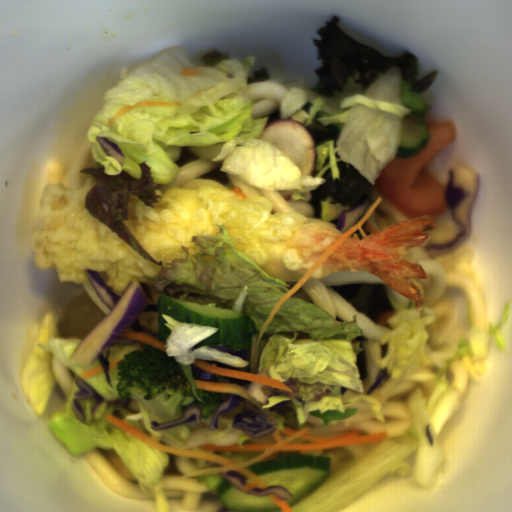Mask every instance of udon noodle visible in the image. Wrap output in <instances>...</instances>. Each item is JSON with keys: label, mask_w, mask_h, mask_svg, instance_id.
Here are the masks:
<instances>
[{"label": "udon noodle", "mask_w": 512, "mask_h": 512, "mask_svg": "<svg viewBox=\"0 0 512 512\" xmlns=\"http://www.w3.org/2000/svg\"><path fill=\"white\" fill-rule=\"evenodd\" d=\"M436 384V374L432 366L421 363L414 373L402 381L396 380L386 400L381 404L384 422L377 419L373 403L362 398L347 407L358 408L354 415L328 420L326 426L322 427L323 419L308 414L304 428H311L307 432L309 435L320 437L333 438L347 434L351 430L359 431L358 437L377 432H386L388 437H398L413 424L406 396L421 387L425 399Z\"/></svg>", "instance_id": "udon-noodle-2"}, {"label": "udon noodle", "mask_w": 512, "mask_h": 512, "mask_svg": "<svg viewBox=\"0 0 512 512\" xmlns=\"http://www.w3.org/2000/svg\"><path fill=\"white\" fill-rule=\"evenodd\" d=\"M350 283L385 284L371 273H341L308 279L301 287L310 303L331 313L337 322H353L356 315L357 326L362 330L361 335L383 339L392 329L355 307L332 287Z\"/></svg>", "instance_id": "udon-noodle-4"}, {"label": "udon noodle", "mask_w": 512, "mask_h": 512, "mask_svg": "<svg viewBox=\"0 0 512 512\" xmlns=\"http://www.w3.org/2000/svg\"><path fill=\"white\" fill-rule=\"evenodd\" d=\"M52 372L54 375V378L62 391L65 399L67 400L69 395L72 392L73 385L77 378L75 373L65 366L60 360H58L53 354H52Z\"/></svg>", "instance_id": "udon-noodle-11"}, {"label": "udon noodle", "mask_w": 512, "mask_h": 512, "mask_svg": "<svg viewBox=\"0 0 512 512\" xmlns=\"http://www.w3.org/2000/svg\"><path fill=\"white\" fill-rule=\"evenodd\" d=\"M471 373L466 367L463 355L455 359L443 372L440 378L451 386L457 388L463 395L469 382Z\"/></svg>", "instance_id": "udon-noodle-10"}, {"label": "udon noodle", "mask_w": 512, "mask_h": 512, "mask_svg": "<svg viewBox=\"0 0 512 512\" xmlns=\"http://www.w3.org/2000/svg\"><path fill=\"white\" fill-rule=\"evenodd\" d=\"M95 160L88 138L82 142L71 162L64 185L77 189L87 182L96 181L90 174L82 172L83 168H96Z\"/></svg>", "instance_id": "udon-noodle-9"}, {"label": "udon noodle", "mask_w": 512, "mask_h": 512, "mask_svg": "<svg viewBox=\"0 0 512 512\" xmlns=\"http://www.w3.org/2000/svg\"><path fill=\"white\" fill-rule=\"evenodd\" d=\"M287 93L279 82L268 80L246 83V88L240 96H249L253 101V119L269 117L276 113Z\"/></svg>", "instance_id": "udon-noodle-7"}, {"label": "udon noodle", "mask_w": 512, "mask_h": 512, "mask_svg": "<svg viewBox=\"0 0 512 512\" xmlns=\"http://www.w3.org/2000/svg\"><path fill=\"white\" fill-rule=\"evenodd\" d=\"M376 442V441H375ZM375 442L354 444L336 448L307 450L304 453L299 451H280L275 457L291 455H312V456H330L331 465L329 475H334L342 468L347 466L358 456L368 450ZM274 458V457H273Z\"/></svg>", "instance_id": "udon-noodle-8"}, {"label": "udon noodle", "mask_w": 512, "mask_h": 512, "mask_svg": "<svg viewBox=\"0 0 512 512\" xmlns=\"http://www.w3.org/2000/svg\"><path fill=\"white\" fill-rule=\"evenodd\" d=\"M99 479L120 498L151 501L154 491L148 496L140 487L135 473L123 462L115 449L94 448L82 453Z\"/></svg>", "instance_id": "udon-noodle-6"}, {"label": "udon noodle", "mask_w": 512, "mask_h": 512, "mask_svg": "<svg viewBox=\"0 0 512 512\" xmlns=\"http://www.w3.org/2000/svg\"><path fill=\"white\" fill-rule=\"evenodd\" d=\"M228 142V141H227ZM227 142L217 144H199L179 146L167 144L161 147L166 154L179 166L177 179L170 185H159V190L174 186L193 187L208 184L216 187L230 188L247 195L261 196L270 201L277 212H293L313 214L314 207L305 200H285L277 189H264L251 184L242 178L228 173L227 184L220 183L212 178L203 177L218 166L219 160H214Z\"/></svg>", "instance_id": "udon-noodle-3"}, {"label": "udon noodle", "mask_w": 512, "mask_h": 512, "mask_svg": "<svg viewBox=\"0 0 512 512\" xmlns=\"http://www.w3.org/2000/svg\"><path fill=\"white\" fill-rule=\"evenodd\" d=\"M416 218L430 217L426 214L408 217L385 196L361 228L367 235L377 229ZM434 225L435 229L432 234L424 242L416 246L410 256L413 262L426 273L423 279L424 292L421 308L432 310L437 320V332L459 340L455 329L450 327L446 318V305L443 297L449 289H463L470 306V329L476 327L484 333V302L480 290L468 279L446 274L445 268L440 263L438 257L428 259L425 254L424 247L426 245L445 243L457 236L452 227L436 221H434Z\"/></svg>", "instance_id": "udon-noodle-1"}, {"label": "udon noodle", "mask_w": 512, "mask_h": 512, "mask_svg": "<svg viewBox=\"0 0 512 512\" xmlns=\"http://www.w3.org/2000/svg\"><path fill=\"white\" fill-rule=\"evenodd\" d=\"M224 467L216 463L170 454L162 474V491L166 499H180L181 506L193 510L204 494H217V489L209 490L206 481H198L197 476L184 477L198 469Z\"/></svg>", "instance_id": "udon-noodle-5"}]
</instances>
